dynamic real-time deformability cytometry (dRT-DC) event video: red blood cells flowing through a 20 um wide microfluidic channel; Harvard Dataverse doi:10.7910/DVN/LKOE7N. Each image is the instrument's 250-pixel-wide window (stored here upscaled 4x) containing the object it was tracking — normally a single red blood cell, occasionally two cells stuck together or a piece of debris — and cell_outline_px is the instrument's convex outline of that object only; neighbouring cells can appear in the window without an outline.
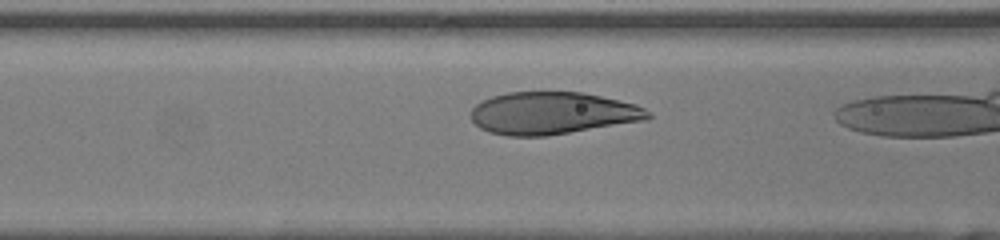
{"species": "human", "species_latin": "Homo sapiens", "temperature_condition": "room temperature", "stored_images_in_passage": 5, "camera_frame_rate_fps": 3000, "um_per_image_px": 0.085, "donor": {"sex": "female"}, "frame": {"image": 1, "passage_image": 3, "time_ms": 0.667, "image_size_px": [1000, 240], "cell_outline_px": [[652, 116], [648, 120], [544, 136], [508, 136], [488, 132], [480, 128], [472, 120], [472, 108], [476, 104], [492, 96], [508, 92], [580, 92], [600, 96], [636, 104], [644, 108]], "centroid_in_image_um": [46.95, 9.62], "position_along_channel_um": 119.6, "area_um2": 43.47}}